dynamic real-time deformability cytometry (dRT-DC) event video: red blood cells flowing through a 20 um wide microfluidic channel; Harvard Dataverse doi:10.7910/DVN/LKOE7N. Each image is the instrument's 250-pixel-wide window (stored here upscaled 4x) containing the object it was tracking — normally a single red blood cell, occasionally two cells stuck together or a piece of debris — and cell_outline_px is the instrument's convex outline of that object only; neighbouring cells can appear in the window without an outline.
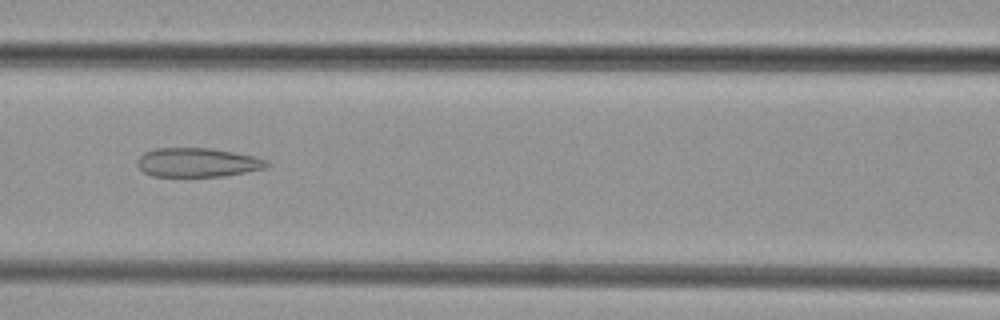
{"species": "common noctule bat (a hibernating species)", "species_latin": "Nyctalus noctula", "temperature_condition": "cold", "stored_images_in_passage": 49, "camera_frame_rate_fps": 3000, "um_per_image_px": 0.085, "animal": {"sex": "female", "body_mass_g": 29.2, "forearm_length_mm": 56.3}, "frame": {"image": 1, "passage_image": 22, "time_ms": 7.0, "image_size_px": [1000, 320], "cell_outline_px": [[272, 164], [264, 168], [224, 176], [152, 176], [144, 172], [136, 164], [136, 160], [144, 152], [156, 148], [212, 148], [256, 156], [268, 160]], "centroid_in_image_um": [16.8, 13.8], "position_along_channel_um": 149.8, "area_um2": 22.02}}
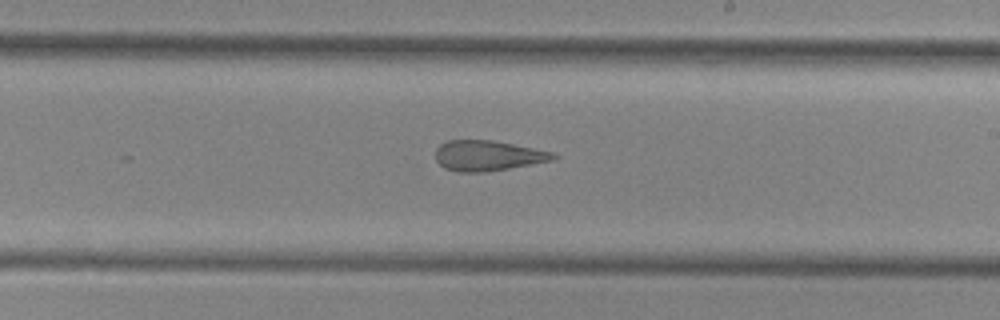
{"frame": {"image": 2, "passage_image": 29, "time_ms": 9.333, "image_size_px": [1000, 320], "cell_outline_px": [[560, 156], [556, 160], [484, 172], [456, 172], [444, 168], [436, 160], [436, 148], [440, 144], [448, 140], [492, 140], [552, 152]], "centroid_in_image_um": [41.46, 13.23], "position_along_channel_um": 247.5, "area_um2": 20.81}}
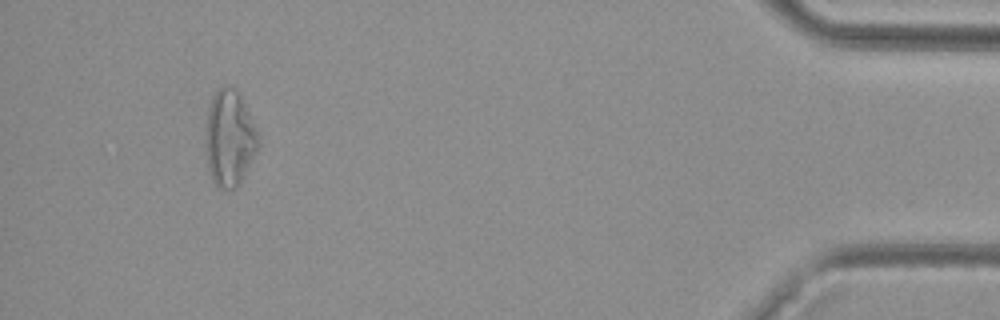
{"frame": {"image": 3, "passage_image": 46, "time_ms": 15.0, "image_size_px": [1000, 320], "cell_outline_px": [[260, 144], [244, 176], [236, 188], [216, 188], [212, 180], [208, 168], [208, 104], [212, 96], [224, 84], [236, 88], [260, 136]], "centroid_in_image_um": [19.55, 11.75], "position_along_channel_um": 415.7, "area_um2": 28.96}}